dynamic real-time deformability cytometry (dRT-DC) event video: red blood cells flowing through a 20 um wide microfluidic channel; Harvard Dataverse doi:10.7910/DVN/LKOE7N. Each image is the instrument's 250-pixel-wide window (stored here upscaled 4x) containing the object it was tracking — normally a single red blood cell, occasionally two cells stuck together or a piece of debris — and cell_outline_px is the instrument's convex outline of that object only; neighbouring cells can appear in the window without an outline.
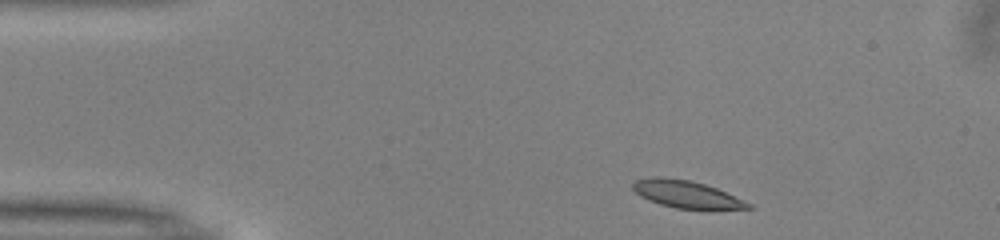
{"species": "common noctule bat (a hibernating species)", "species_latin": "Nyctalus noctula", "temperature_condition": "warm", "stored_images_in_passage": 44, "camera_frame_rate_fps": 3000, "um_per_image_px": 0.085, "animal": {"sex": "male", "body_mass_g": 13.0, "forearm_length_mm": 53.1}, "frame": {"image": 1, "passage_image": 1, "time_ms": 0.0, "image_size_px": [1000, 240], "cell_outline_px": [[756, 208], [712, 212], [704, 212], [676, 208], [660, 204], [648, 200], [640, 196], [632, 188], [632, 184], [636, 180], [652, 176], [660, 176], [688, 180], [704, 184], [716, 188], [744, 200], [752, 204]], "centroid_in_image_um": [58.45, 16.58], "position_along_channel_um": 26.5, "area_um2": 19.31}}
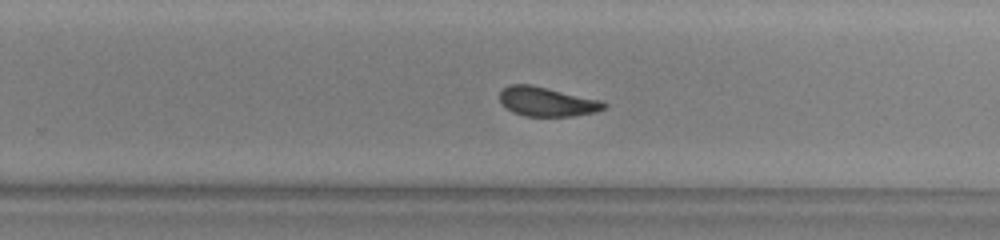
{"frame": {"image": 2, "passage_image": 25, "time_ms": 8.0, "image_size_px": [1000, 240], "cell_outline_px": [[608, 104], [604, 108], [596, 112], [572, 116], [524, 116], [512, 112], [504, 108], [500, 104], [500, 92], [508, 84], [532, 84], [604, 100]], "centroid_in_image_um": [46.49, 8.63], "position_along_channel_um": 283.3, "area_um2": 18.26}}
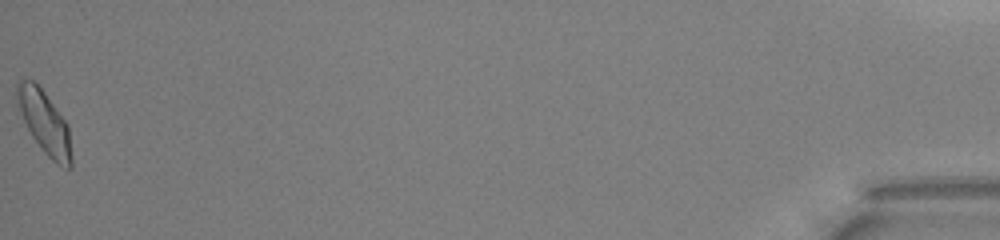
{"frame": {"image": 3, "passage_image": 44, "time_ms": 14.333, "image_size_px": [1000, 240], "cell_outline_px": [[72, 168], [68, 168], [56, 164], [44, 152], [32, 136], [16, 104], [16, 84], [20, 80], [32, 80], [44, 92], [68, 124], [72, 156]], "centroid_in_image_um": [3.79, 10.42], "position_along_channel_um": 431.4, "area_um2": 19.77}, "authors_computed_cell_mechanics": {"area_um2": 18.6694, "velocity_mm_per_s": 4.0047, "shape_relaxation_time_tau1_ms": 3.4315, "shape_relaxation_time_tau2_ms": 1.5608, "deformation_change_tau1": 0.1372, "deformation_change_tau2": 0.0803}}